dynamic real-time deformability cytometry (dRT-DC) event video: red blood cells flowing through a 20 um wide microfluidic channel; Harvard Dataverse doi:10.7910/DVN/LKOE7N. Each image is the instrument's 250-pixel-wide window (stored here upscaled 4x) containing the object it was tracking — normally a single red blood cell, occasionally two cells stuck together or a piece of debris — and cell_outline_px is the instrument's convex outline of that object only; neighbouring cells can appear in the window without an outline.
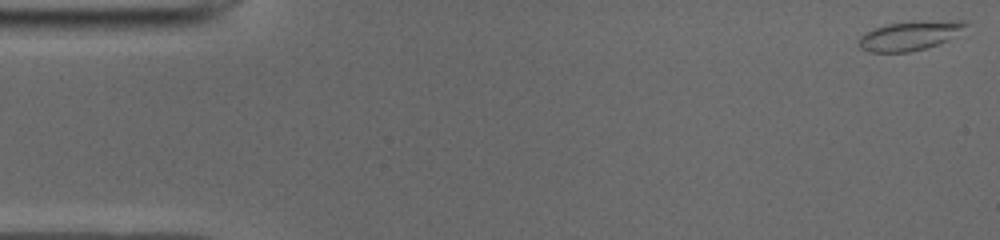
{"species": "common noctule bat (a hibernating species)", "species_latin": "Nyctalus noctula", "temperature_condition": "cold", "stored_images_in_passage": 50, "camera_frame_rate_fps": 3000, "um_per_image_px": 0.085, "animal": {"sex": "male", "body_mass_g": 19.0, "forearm_length_mm": 50.8}, "frame": {"image": 1, "passage_image": 1, "time_ms": 0.0, "image_size_px": [1000, 240], "cell_outline_px": [[968, 24], [948, 40], [924, 48], [908, 52], [868, 52], [860, 48], [860, 36], [872, 28], [888, 24], [924, 20], [968, 20]], "centroid_in_image_um": [77.33, 3.01], "position_along_channel_um": 7.7, "area_um2": 18.09}}
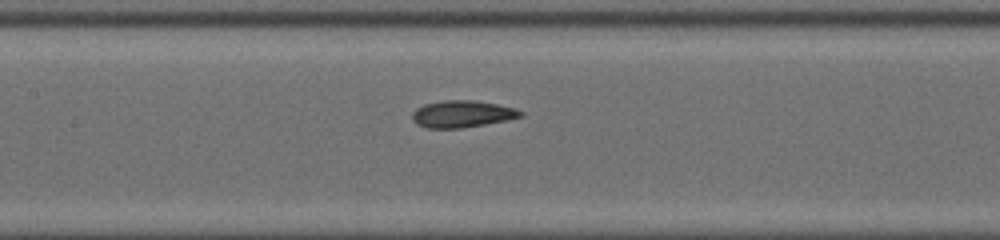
{"frame": {"image": 2, "passage_image": 23, "time_ms": 7.333, "image_size_px": [1000, 240], "cell_outline_px": [[524, 116], [484, 124], [460, 128], [428, 128], [416, 124], [412, 120], [412, 112], [416, 108], [424, 104], [444, 100], [472, 100], [496, 104], [516, 108], [524, 112]], "centroid_in_image_um": [39.26, 9.68], "position_along_channel_um": 168.1, "area_um2": 16.94}}
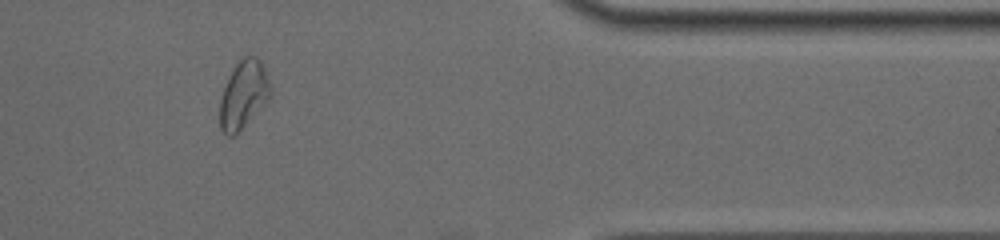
{"frame": {"image": 3, "passage_image": 42, "time_ms": 13.667, "image_size_px": [1000, 240], "cell_outline_px": [[272, 96], [232, 136], [228, 136], [220, 128], [220, 100], [224, 88], [236, 64], [244, 56], [256, 56], [260, 60], [272, 88]], "centroid_in_image_um": [20.72, 8.01], "position_along_channel_um": 390.7, "area_um2": 19.36}, "authors_computed_cell_mechanics": {"area_um2": 17.5423, "velocity_mm_per_s": 3.9367, "shape_relaxation_time_tau1_ms": 7.214, "shape_relaxation_time_tau2_ms": 1.8419, "deformation_change_tau1": 0.1926, "deformation_change_tau2": 0.0534}}